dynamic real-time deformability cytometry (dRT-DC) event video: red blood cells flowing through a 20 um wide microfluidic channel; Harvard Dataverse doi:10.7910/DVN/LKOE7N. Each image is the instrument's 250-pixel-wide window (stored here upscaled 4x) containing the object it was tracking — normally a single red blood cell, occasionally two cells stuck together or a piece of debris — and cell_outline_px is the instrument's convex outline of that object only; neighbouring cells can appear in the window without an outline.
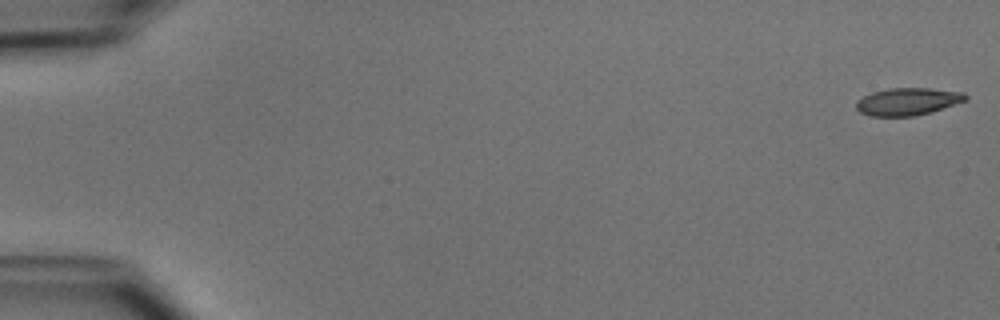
{"species": "common noctule bat (a hibernating species)", "species_latin": "Nyctalus noctula", "temperature_condition": "cold", "stored_images_in_passage": 11, "camera_frame_rate_fps": 3000, "um_per_image_px": 0.085, "animal": {"sex": "male", "body_mass_g": 15.6}, "frame": {"image": 1, "passage_image": 1, "time_ms": 0.0, "image_size_px": [1000, 320], "cell_outline_px": [[968, 100], [932, 112], [912, 116], [872, 116], [860, 112], [856, 108], [856, 100], [872, 92], [888, 88], [928, 88], [964, 92], [968, 96]], "centroid_in_image_um": [77.18, 8.63], "position_along_channel_um": 7.8, "area_um2": 17.57}}